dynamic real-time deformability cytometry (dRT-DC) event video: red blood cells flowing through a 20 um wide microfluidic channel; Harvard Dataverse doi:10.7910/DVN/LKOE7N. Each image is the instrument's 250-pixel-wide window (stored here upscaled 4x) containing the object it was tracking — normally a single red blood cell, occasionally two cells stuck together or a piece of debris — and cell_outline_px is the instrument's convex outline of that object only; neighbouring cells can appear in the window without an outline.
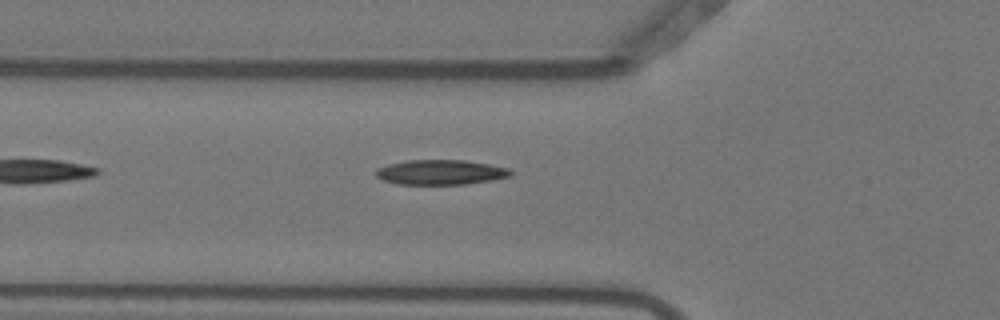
{"species": "Egyptian fruit bat (a non-hibernating species)", "species_latin": "Rousettus aegyptiacus", "temperature_condition": "warm", "stored_images_in_passage": 5, "camera_frame_rate_fps": 3000, "um_per_image_px": 0.085, "animal": {"sex": "female"}, "frame": {"image": 1, "passage_image": 5, "time_ms": 1.333, "image_size_px": [1000, 320], "cell_outline_px": [[512, 176], [492, 180], [464, 184], [396, 184], [384, 180], [376, 176], [376, 168], [388, 164], [408, 160], [464, 160], [488, 164], [508, 168], [512, 172]], "centroid_in_image_um": [37.45, 14.64], "position_along_channel_um": 88.4, "area_um2": 19.48}}